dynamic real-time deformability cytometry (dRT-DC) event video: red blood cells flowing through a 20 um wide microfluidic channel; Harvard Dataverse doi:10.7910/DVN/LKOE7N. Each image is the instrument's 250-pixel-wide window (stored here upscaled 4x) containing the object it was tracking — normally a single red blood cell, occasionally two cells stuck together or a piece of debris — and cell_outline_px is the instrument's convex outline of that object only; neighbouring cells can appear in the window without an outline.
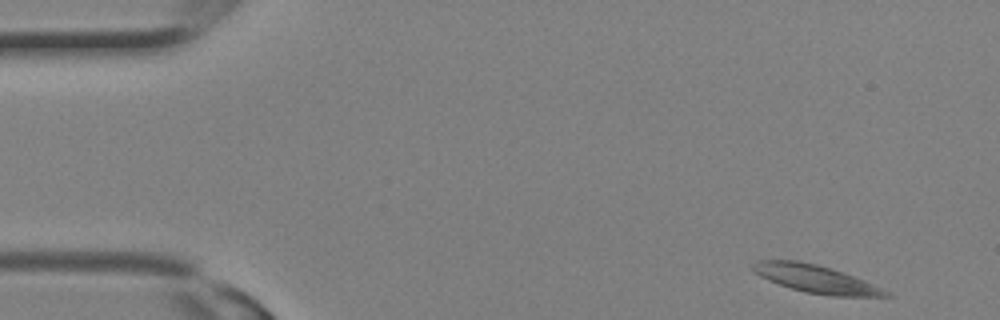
{"species": "Egyptian fruit bat (a non-hibernating species)", "species_latin": "Rousettus aegyptiacus", "temperature_condition": "room temperature", "stored_images_in_passage": 13, "camera_frame_rate_fps": 3000, "um_per_image_px": 0.085, "animal": {"sex": "female"}, "frame": {"image": 1, "passage_image": 1, "time_ms": 0.0, "image_size_px": [1000, 320], "cell_outline_px": [[892, 296], [832, 296], [804, 292], [768, 280], [752, 272], [752, 264], [756, 260], [796, 260], [816, 264], [864, 280], [888, 292]], "centroid_in_image_um": [69.25, 23.7], "position_along_channel_um": 15.7, "area_um2": 21.1}}
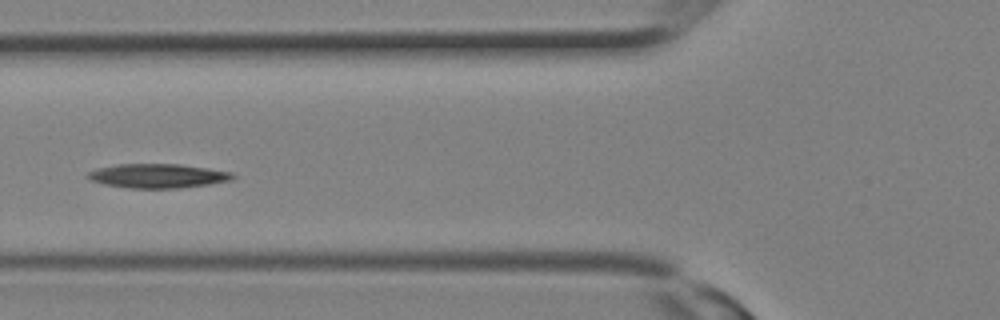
{"frame": {"image": 2, "passage_image": 10, "time_ms": 3.0, "image_size_px": [1000, 320], "cell_outline_px": [[236, 176], [232, 180], [208, 184], [180, 188], [128, 188], [104, 184], [92, 180], [88, 176], [88, 172], [96, 168], [120, 164], [180, 164], [232, 172]], "centroid_in_image_um": [13.43, 14.95], "position_along_channel_um": 112.4, "area_um2": 20.29}}
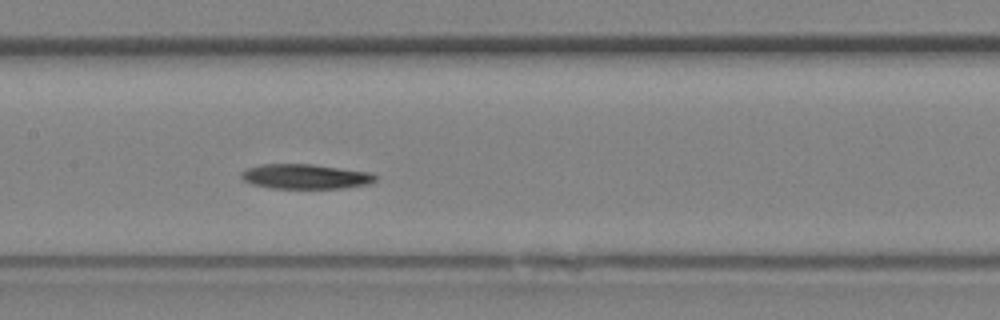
{"frame": {"image": 3, "passage_image": 13, "time_ms": 4.0, "image_size_px": [1000, 320], "cell_outline_px": [[376, 180], [368, 184], [340, 188], [272, 188], [252, 184], [244, 180], [240, 176], [240, 172], [248, 168], [260, 164], [312, 164], [368, 172], [376, 176]], "centroid_in_image_um": [25.91, 15.0], "position_along_channel_um": 181.5, "area_um2": 19.19}}